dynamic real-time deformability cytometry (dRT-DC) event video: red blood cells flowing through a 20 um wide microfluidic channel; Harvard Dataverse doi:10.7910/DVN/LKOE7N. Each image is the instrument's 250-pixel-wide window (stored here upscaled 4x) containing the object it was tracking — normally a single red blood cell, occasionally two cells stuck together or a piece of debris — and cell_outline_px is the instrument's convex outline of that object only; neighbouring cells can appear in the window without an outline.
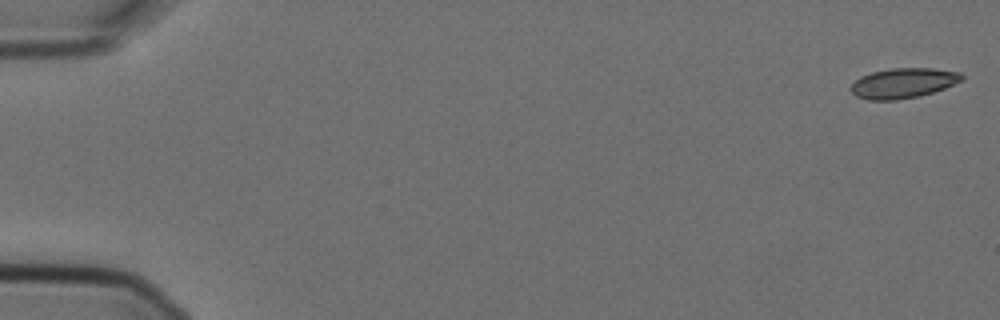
{"species": "Egyptian fruit bat (a non-hibernating species)", "species_latin": "Rousettus aegyptiacus", "temperature_condition": "cold", "stored_images_in_passage": 6, "camera_frame_rate_fps": 3000, "um_per_image_px": 0.085, "animal": {"sex": "female"}, "frame": {"image": 1, "passage_image": 1, "time_ms": 0.0, "image_size_px": [1000, 320], "cell_outline_px": [[964, 80], [944, 88], [920, 96], [896, 100], [868, 100], [856, 96], [852, 92], [852, 84], [860, 76], [872, 72], [892, 68], [932, 68], [960, 72], [964, 76]], "centroid_in_image_um": [76.8, 7.06], "position_along_channel_um": 8.2, "area_um2": 19.42}}
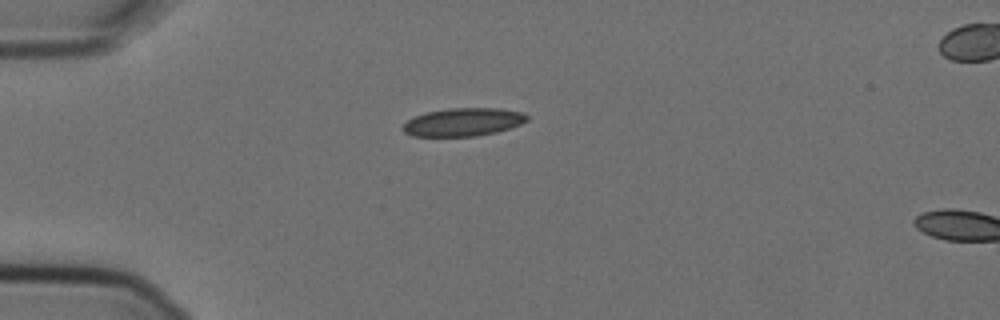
{"frame": {"image": 2, "passage_image": 5, "time_ms": 1.333, "image_size_px": [1000, 320], "cell_outline_px": [[528, 120], [520, 124], [496, 132], [476, 136], [412, 136], [404, 132], [400, 128], [408, 120], [416, 116], [428, 112], [448, 108], [496, 108], [524, 112], [528, 116]], "centroid_in_image_um": [39.37, 10.37], "position_along_channel_um": 45.6, "area_um2": 20.23}}